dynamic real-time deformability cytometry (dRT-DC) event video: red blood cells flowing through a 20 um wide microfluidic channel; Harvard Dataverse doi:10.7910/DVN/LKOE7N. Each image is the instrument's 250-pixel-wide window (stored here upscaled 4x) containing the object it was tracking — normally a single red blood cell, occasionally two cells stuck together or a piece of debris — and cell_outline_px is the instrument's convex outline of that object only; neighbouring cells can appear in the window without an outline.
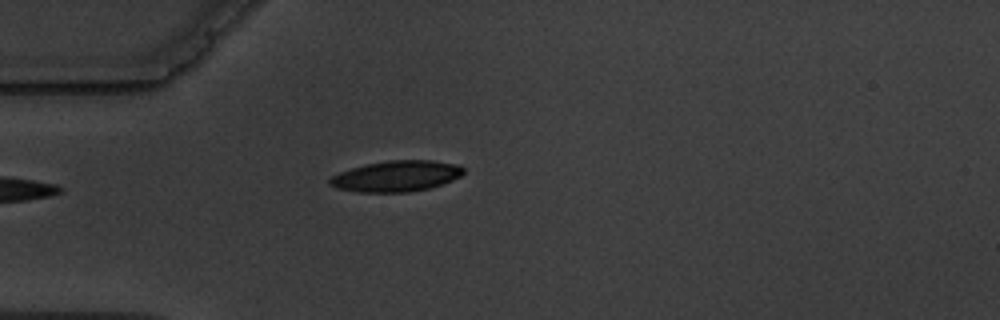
{"species": "common noctule bat (a hibernating species)", "species_latin": "Nyctalus noctula", "temperature_condition": "warm", "stored_images_in_passage": 5, "camera_frame_rate_fps": 3000, "um_per_image_px": 0.085, "animal": {"sex": "male", "body_mass_g": 19.5, "forearm_length_mm": 54.6}, "frame": {"image": 1, "passage_image": 5, "time_ms": 4.333, "image_size_px": [1000, 320], "cell_outline_px": [[464, 172], [460, 176], [452, 180], [428, 188], [408, 192], [356, 192], [336, 188], [328, 184], [328, 180], [332, 176], [340, 172], [364, 164], [388, 160], [432, 160], [460, 164], [464, 168]], "centroid_in_image_um": [33.68, 14.96], "position_along_channel_um": 51.3, "area_um2": 24.16}}